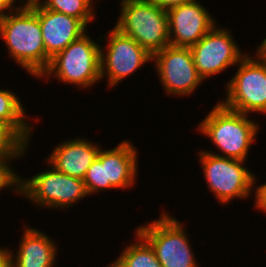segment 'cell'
<instances>
[{
	"mask_svg": "<svg viewBox=\"0 0 266 267\" xmlns=\"http://www.w3.org/2000/svg\"><path fill=\"white\" fill-rule=\"evenodd\" d=\"M26 146H22L2 125H0V162L9 166L10 159L22 156Z\"/></svg>",
	"mask_w": 266,
	"mask_h": 267,
	"instance_id": "ffe728a7",
	"label": "cell"
},
{
	"mask_svg": "<svg viewBox=\"0 0 266 267\" xmlns=\"http://www.w3.org/2000/svg\"><path fill=\"white\" fill-rule=\"evenodd\" d=\"M11 252L8 249H0V267H11Z\"/></svg>",
	"mask_w": 266,
	"mask_h": 267,
	"instance_id": "d4e9b609",
	"label": "cell"
},
{
	"mask_svg": "<svg viewBox=\"0 0 266 267\" xmlns=\"http://www.w3.org/2000/svg\"><path fill=\"white\" fill-rule=\"evenodd\" d=\"M150 1L156 6H158L159 8H162L163 10L168 11L169 9L173 7L186 4V3H190L194 0H150Z\"/></svg>",
	"mask_w": 266,
	"mask_h": 267,
	"instance_id": "603a6c76",
	"label": "cell"
},
{
	"mask_svg": "<svg viewBox=\"0 0 266 267\" xmlns=\"http://www.w3.org/2000/svg\"><path fill=\"white\" fill-rule=\"evenodd\" d=\"M99 44L92 41L87 33L69 44L55 55L41 75L46 77L56 74L65 83L80 87H89L101 79Z\"/></svg>",
	"mask_w": 266,
	"mask_h": 267,
	"instance_id": "277c9868",
	"label": "cell"
},
{
	"mask_svg": "<svg viewBox=\"0 0 266 267\" xmlns=\"http://www.w3.org/2000/svg\"><path fill=\"white\" fill-rule=\"evenodd\" d=\"M152 247L162 267H198L183 226L169 214H162L136 230Z\"/></svg>",
	"mask_w": 266,
	"mask_h": 267,
	"instance_id": "52a82bcc",
	"label": "cell"
},
{
	"mask_svg": "<svg viewBox=\"0 0 266 267\" xmlns=\"http://www.w3.org/2000/svg\"><path fill=\"white\" fill-rule=\"evenodd\" d=\"M14 171L4 162H0V190L5 187L13 186Z\"/></svg>",
	"mask_w": 266,
	"mask_h": 267,
	"instance_id": "7402d4cb",
	"label": "cell"
},
{
	"mask_svg": "<svg viewBox=\"0 0 266 267\" xmlns=\"http://www.w3.org/2000/svg\"><path fill=\"white\" fill-rule=\"evenodd\" d=\"M13 186L39 206L69 207L88 195L84 180L57 171L54 167L23 180L13 173ZM19 191V192H18Z\"/></svg>",
	"mask_w": 266,
	"mask_h": 267,
	"instance_id": "5b68a950",
	"label": "cell"
},
{
	"mask_svg": "<svg viewBox=\"0 0 266 267\" xmlns=\"http://www.w3.org/2000/svg\"><path fill=\"white\" fill-rule=\"evenodd\" d=\"M10 8V11L15 10L16 8L13 7V1L12 0H0V19L4 18L8 13H4L3 10H7ZM12 8V9H11Z\"/></svg>",
	"mask_w": 266,
	"mask_h": 267,
	"instance_id": "484cf974",
	"label": "cell"
},
{
	"mask_svg": "<svg viewBox=\"0 0 266 267\" xmlns=\"http://www.w3.org/2000/svg\"><path fill=\"white\" fill-rule=\"evenodd\" d=\"M0 19V36L11 58L33 76L46 70V50L37 13L26 2Z\"/></svg>",
	"mask_w": 266,
	"mask_h": 267,
	"instance_id": "6da1fadb",
	"label": "cell"
},
{
	"mask_svg": "<svg viewBox=\"0 0 266 267\" xmlns=\"http://www.w3.org/2000/svg\"><path fill=\"white\" fill-rule=\"evenodd\" d=\"M115 28L133 38L151 55L170 45L167 11L150 0L121 1Z\"/></svg>",
	"mask_w": 266,
	"mask_h": 267,
	"instance_id": "7a4b0ae2",
	"label": "cell"
},
{
	"mask_svg": "<svg viewBox=\"0 0 266 267\" xmlns=\"http://www.w3.org/2000/svg\"><path fill=\"white\" fill-rule=\"evenodd\" d=\"M136 235L138 241L127 246L109 267H162L150 244L139 233Z\"/></svg>",
	"mask_w": 266,
	"mask_h": 267,
	"instance_id": "ac0fdd59",
	"label": "cell"
},
{
	"mask_svg": "<svg viewBox=\"0 0 266 267\" xmlns=\"http://www.w3.org/2000/svg\"><path fill=\"white\" fill-rule=\"evenodd\" d=\"M199 154L208 188L220 203L226 204L232 198L243 199L250 195L256 179L252 171L242 166L244 160L204 150Z\"/></svg>",
	"mask_w": 266,
	"mask_h": 267,
	"instance_id": "ba28073f",
	"label": "cell"
},
{
	"mask_svg": "<svg viewBox=\"0 0 266 267\" xmlns=\"http://www.w3.org/2000/svg\"><path fill=\"white\" fill-rule=\"evenodd\" d=\"M99 151V146L87 140L74 139L61 143L47 159L57 171L83 180Z\"/></svg>",
	"mask_w": 266,
	"mask_h": 267,
	"instance_id": "9a60e30c",
	"label": "cell"
},
{
	"mask_svg": "<svg viewBox=\"0 0 266 267\" xmlns=\"http://www.w3.org/2000/svg\"><path fill=\"white\" fill-rule=\"evenodd\" d=\"M167 17L172 46L191 48L215 26L214 19L197 0L169 9Z\"/></svg>",
	"mask_w": 266,
	"mask_h": 267,
	"instance_id": "4fadbf2b",
	"label": "cell"
},
{
	"mask_svg": "<svg viewBox=\"0 0 266 267\" xmlns=\"http://www.w3.org/2000/svg\"><path fill=\"white\" fill-rule=\"evenodd\" d=\"M83 180L88 194H92L100 190L102 191L104 189L103 167L102 163L97 158L88 168Z\"/></svg>",
	"mask_w": 266,
	"mask_h": 267,
	"instance_id": "44dd1931",
	"label": "cell"
},
{
	"mask_svg": "<svg viewBox=\"0 0 266 267\" xmlns=\"http://www.w3.org/2000/svg\"><path fill=\"white\" fill-rule=\"evenodd\" d=\"M247 117V114L230 110L218 102L199 124V131L210 137L224 157L246 160L259 127Z\"/></svg>",
	"mask_w": 266,
	"mask_h": 267,
	"instance_id": "3957f363",
	"label": "cell"
},
{
	"mask_svg": "<svg viewBox=\"0 0 266 267\" xmlns=\"http://www.w3.org/2000/svg\"><path fill=\"white\" fill-rule=\"evenodd\" d=\"M258 59L244 55L236 75L227 83L224 107L240 112L266 113V56L257 52ZM261 58V59H260Z\"/></svg>",
	"mask_w": 266,
	"mask_h": 267,
	"instance_id": "8992f818",
	"label": "cell"
},
{
	"mask_svg": "<svg viewBox=\"0 0 266 267\" xmlns=\"http://www.w3.org/2000/svg\"><path fill=\"white\" fill-rule=\"evenodd\" d=\"M92 2V0H45L41 4L51 11L80 19L87 25L94 19V13H92L90 5Z\"/></svg>",
	"mask_w": 266,
	"mask_h": 267,
	"instance_id": "d6986e66",
	"label": "cell"
},
{
	"mask_svg": "<svg viewBox=\"0 0 266 267\" xmlns=\"http://www.w3.org/2000/svg\"><path fill=\"white\" fill-rule=\"evenodd\" d=\"M230 34L228 30L216 28L215 25L190 48L194 65L203 80L231 65H238L244 57Z\"/></svg>",
	"mask_w": 266,
	"mask_h": 267,
	"instance_id": "30bf717a",
	"label": "cell"
},
{
	"mask_svg": "<svg viewBox=\"0 0 266 267\" xmlns=\"http://www.w3.org/2000/svg\"><path fill=\"white\" fill-rule=\"evenodd\" d=\"M24 231L16 259L11 253V267H52L57 254L54 241L34 228Z\"/></svg>",
	"mask_w": 266,
	"mask_h": 267,
	"instance_id": "2e32d148",
	"label": "cell"
},
{
	"mask_svg": "<svg viewBox=\"0 0 266 267\" xmlns=\"http://www.w3.org/2000/svg\"><path fill=\"white\" fill-rule=\"evenodd\" d=\"M37 13L46 50V69L50 60L86 32V25L64 13L46 9L40 0H27Z\"/></svg>",
	"mask_w": 266,
	"mask_h": 267,
	"instance_id": "7c38bea8",
	"label": "cell"
},
{
	"mask_svg": "<svg viewBox=\"0 0 266 267\" xmlns=\"http://www.w3.org/2000/svg\"><path fill=\"white\" fill-rule=\"evenodd\" d=\"M256 52H259L261 55L266 56V38L259 46L258 50Z\"/></svg>",
	"mask_w": 266,
	"mask_h": 267,
	"instance_id": "4316f807",
	"label": "cell"
},
{
	"mask_svg": "<svg viewBox=\"0 0 266 267\" xmlns=\"http://www.w3.org/2000/svg\"><path fill=\"white\" fill-rule=\"evenodd\" d=\"M136 152V148L126 140L113 149H100L97 159L103 167L104 189L129 188L134 185L138 169Z\"/></svg>",
	"mask_w": 266,
	"mask_h": 267,
	"instance_id": "5bb4252c",
	"label": "cell"
},
{
	"mask_svg": "<svg viewBox=\"0 0 266 267\" xmlns=\"http://www.w3.org/2000/svg\"><path fill=\"white\" fill-rule=\"evenodd\" d=\"M107 52L100 49L101 78L108 75L109 86L117 85L143 64L152 60V55L133 38L122 34L115 27L108 33ZM107 53V54H106Z\"/></svg>",
	"mask_w": 266,
	"mask_h": 267,
	"instance_id": "8fae6325",
	"label": "cell"
},
{
	"mask_svg": "<svg viewBox=\"0 0 266 267\" xmlns=\"http://www.w3.org/2000/svg\"><path fill=\"white\" fill-rule=\"evenodd\" d=\"M167 94H191L203 79L194 65L191 49L168 45L152 55Z\"/></svg>",
	"mask_w": 266,
	"mask_h": 267,
	"instance_id": "9c48e42d",
	"label": "cell"
},
{
	"mask_svg": "<svg viewBox=\"0 0 266 267\" xmlns=\"http://www.w3.org/2000/svg\"><path fill=\"white\" fill-rule=\"evenodd\" d=\"M255 198V207L266 212V183L256 188Z\"/></svg>",
	"mask_w": 266,
	"mask_h": 267,
	"instance_id": "cb8c5ba5",
	"label": "cell"
},
{
	"mask_svg": "<svg viewBox=\"0 0 266 267\" xmlns=\"http://www.w3.org/2000/svg\"><path fill=\"white\" fill-rule=\"evenodd\" d=\"M24 109L15 93L0 89V125L22 146H27L32 127L24 119Z\"/></svg>",
	"mask_w": 266,
	"mask_h": 267,
	"instance_id": "e0dca14e",
	"label": "cell"
}]
</instances>
